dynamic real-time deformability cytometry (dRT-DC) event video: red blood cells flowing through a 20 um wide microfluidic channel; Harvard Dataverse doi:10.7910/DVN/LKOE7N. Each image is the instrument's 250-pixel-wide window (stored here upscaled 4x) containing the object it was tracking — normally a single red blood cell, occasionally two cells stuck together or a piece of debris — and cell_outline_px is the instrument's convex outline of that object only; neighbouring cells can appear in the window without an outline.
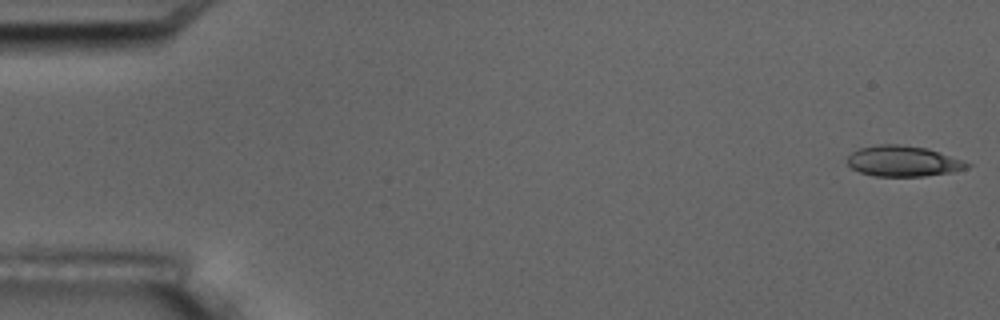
{"species": "common noctule bat (a hibernating species)", "species_latin": "Nyctalus noctula", "temperature_condition": "room temperature", "stored_images_in_passage": 15, "camera_frame_rate_fps": 3000, "um_per_image_px": 0.085, "animal": {"sex": "male", "body_mass_g": 17.5, "forearm_length_mm": 52.3}, "frame": {"image": 1, "passage_image": 1, "time_ms": 0.0, "image_size_px": [1000, 320], "cell_outline_px": [[972, 164], [968, 168], [948, 172], [924, 176], [872, 176], [860, 172], [852, 168], [848, 164], [848, 156], [852, 152], [860, 148], [880, 144], [896, 144], [928, 148]], "centroid_in_image_um": [76.74, 13.7], "position_along_channel_um": 8.3, "area_um2": 21.15}}
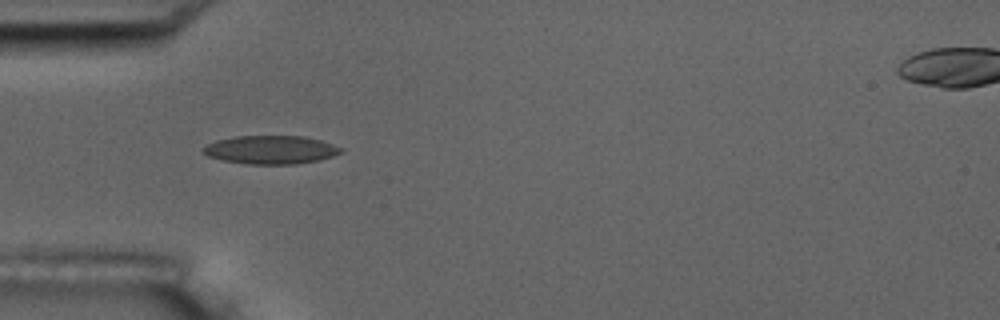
{"frame": {"image": 2, "passage_image": 5, "time_ms": 5.333, "image_size_px": [1000, 320], "cell_outline_px": [[344, 152], [320, 160], [296, 164], [248, 164], [224, 160], [208, 156], [200, 148], [204, 144], [216, 140], [236, 136], [304, 136], [320, 140], [344, 148]], "centroid_in_image_um": [23.02, 12.72], "position_along_channel_um": 62.0, "area_um2": 22.95}}
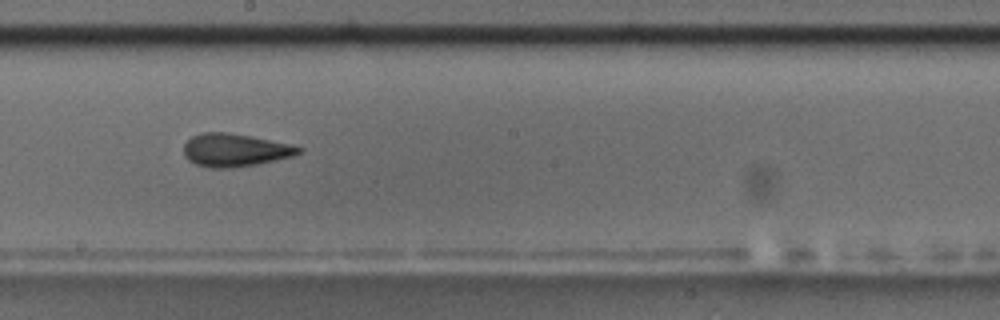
{"frame": {"image": 3, "passage_image": 9, "time_ms": 10.0, "image_size_px": [1000, 320], "cell_outline_px": [[304, 148], [300, 152], [292, 156], [256, 164], [232, 168], [212, 168], [196, 164], [188, 160], [184, 156], [184, 144], [192, 136], [200, 132], [228, 132], [288, 144]], "centroid_in_image_um": [19.91, 12.76], "position_along_channel_um": 228.3, "area_um2": 21.79}, "authors_computed_cell_mechanics": {"area_um2": 21.4438, "velocity_mm_per_s": 3.5972, "shape_relaxation_time_tau1_ms": 9.634, "shape_relaxation_time_tau2_ms": 2.0885, "deformation_change_tau1": 0.2059, "deformation_change_tau2": 0.0727}}